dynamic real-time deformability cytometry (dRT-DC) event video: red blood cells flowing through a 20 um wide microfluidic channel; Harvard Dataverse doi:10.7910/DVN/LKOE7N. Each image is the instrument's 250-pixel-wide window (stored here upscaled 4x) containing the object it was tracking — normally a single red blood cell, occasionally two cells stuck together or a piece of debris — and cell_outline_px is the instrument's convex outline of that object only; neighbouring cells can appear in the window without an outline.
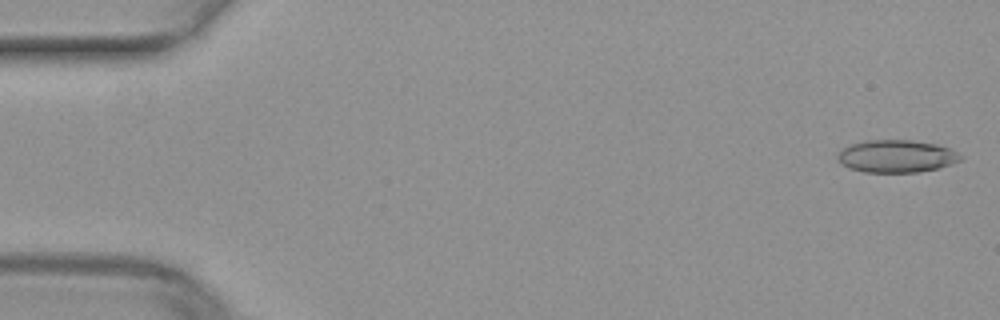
{"species": "common noctule bat (a hibernating species)", "species_latin": "Nyctalus noctula", "temperature_condition": "warm", "stored_images_in_passage": 45, "camera_frame_rate_fps": 3000, "um_per_image_px": 0.085, "animal": {"sex": "female", "body_mass_g": 29.2, "forearm_length_mm": 56.3}, "frame": {"image": 1, "passage_image": 1, "time_ms": 0.0, "image_size_px": [1000, 320], "cell_outline_px": [[964, 156], [960, 160], [952, 164], [920, 172], [864, 172], [848, 168], [836, 156], [844, 148], [852, 144], [864, 140], [912, 140], [936, 144], [952, 148]], "centroid_in_image_um": [76.25, 13.27], "position_along_channel_um": 8.7, "area_um2": 23.29}}
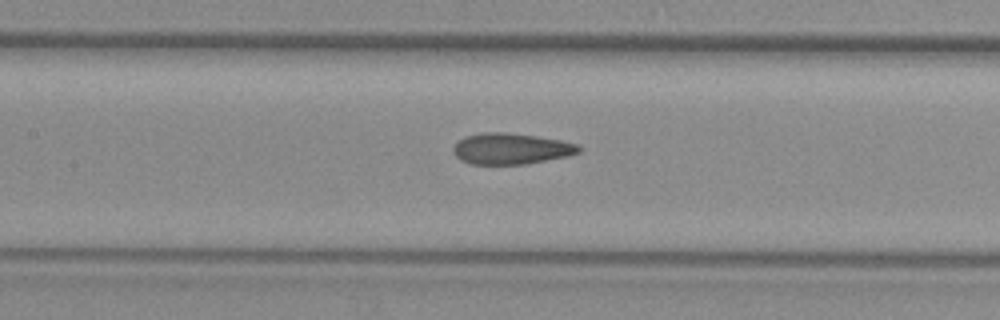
{"frame": {"image": 2, "passage_image": 23, "time_ms": 7.333, "image_size_px": [1000, 320], "cell_outline_px": [[580, 152], [568, 156], [524, 164], [472, 164], [460, 160], [456, 156], [452, 148], [464, 136], [484, 132], [504, 132], [536, 136], [560, 140], [580, 144]], "centroid_in_image_um": [43.44, 12.63], "position_along_channel_um": 164.0, "area_um2": 22.66}}
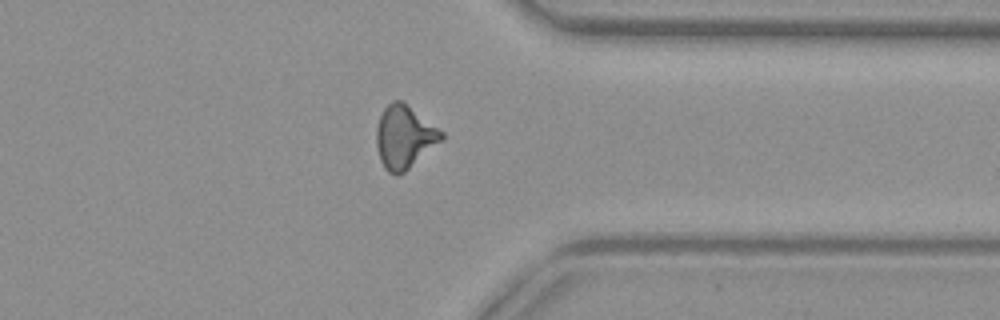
{"frame": {"image": 3, "passage_image": 39, "time_ms": 12.667, "image_size_px": [1000, 320], "cell_outline_px": [[444, 140], [404, 172], [396, 176], [388, 172], [384, 168], [380, 160], [376, 144], [376, 128], [380, 116], [384, 108], [392, 100], [400, 100], [444, 132]], "centroid_in_image_um": [34.37, 11.67], "position_along_channel_um": 377.0, "area_um2": 23.81}}